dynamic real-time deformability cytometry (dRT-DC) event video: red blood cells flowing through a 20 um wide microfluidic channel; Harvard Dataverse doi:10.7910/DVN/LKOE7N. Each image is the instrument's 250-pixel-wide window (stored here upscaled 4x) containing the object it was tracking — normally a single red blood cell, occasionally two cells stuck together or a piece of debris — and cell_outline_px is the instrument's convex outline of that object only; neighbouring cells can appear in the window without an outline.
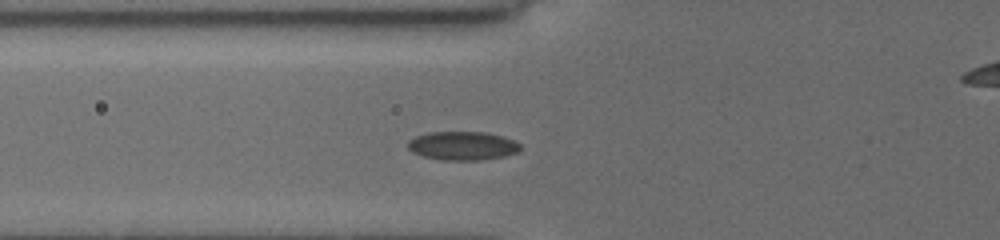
{"species": "common noctule bat (a hibernating species)", "species_latin": "Nyctalus noctula", "temperature_condition": "cold", "stored_images_in_passage": 5, "camera_frame_rate_fps": 3000, "um_per_image_px": 0.085, "animal": {"sex": "female", "body_mass_g": 19.5, "forearm_length_mm": 54.1}, "frame": {"image": 1, "passage_image": 5, "time_ms": 4.0, "image_size_px": [1000, 240], "cell_outline_px": [[520, 148], [516, 152], [504, 156], [476, 160], [444, 160], [424, 156], [412, 152], [408, 148], [408, 140], [416, 136], [428, 132], [484, 132], [504, 136], [520, 144]], "centroid_in_image_um": [39.29, 12.38], "position_along_channel_um": 86.5, "area_um2": 18.61}}